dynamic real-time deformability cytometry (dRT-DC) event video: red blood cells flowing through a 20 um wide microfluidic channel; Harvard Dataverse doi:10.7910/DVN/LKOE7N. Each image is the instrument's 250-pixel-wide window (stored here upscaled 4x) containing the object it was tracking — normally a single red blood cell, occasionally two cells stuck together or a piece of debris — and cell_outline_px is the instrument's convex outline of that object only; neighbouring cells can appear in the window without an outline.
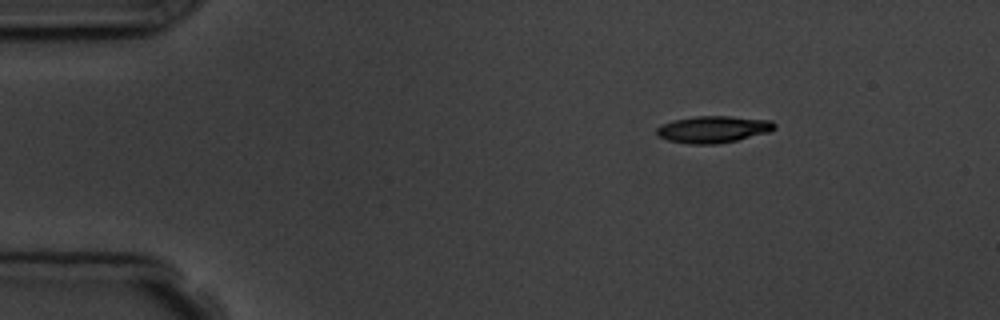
{"species": "common noctule bat (a hibernating species)", "species_latin": "Nyctalus noctula", "temperature_condition": "room temperature", "stored_images_in_passage": 3, "camera_frame_rate_fps": 3000, "um_per_image_px": 0.085, "animal": {"sex": "male", "body_mass_g": 19.5, "forearm_length_mm": 54.6}, "frame": {"image": 1, "passage_image": 1, "time_ms": 0.0, "image_size_px": [1000, 320], "cell_outline_px": [[776, 128], [768, 132], [736, 140], [716, 144], [688, 144], [668, 140], [660, 136], [656, 132], [656, 128], [672, 120], [696, 116], [728, 116], [772, 120], [776, 124]], "centroid_in_image_um": [60.64, 10.99], "position_along_channel_um": 24.4, "area_um2": 18.32}}